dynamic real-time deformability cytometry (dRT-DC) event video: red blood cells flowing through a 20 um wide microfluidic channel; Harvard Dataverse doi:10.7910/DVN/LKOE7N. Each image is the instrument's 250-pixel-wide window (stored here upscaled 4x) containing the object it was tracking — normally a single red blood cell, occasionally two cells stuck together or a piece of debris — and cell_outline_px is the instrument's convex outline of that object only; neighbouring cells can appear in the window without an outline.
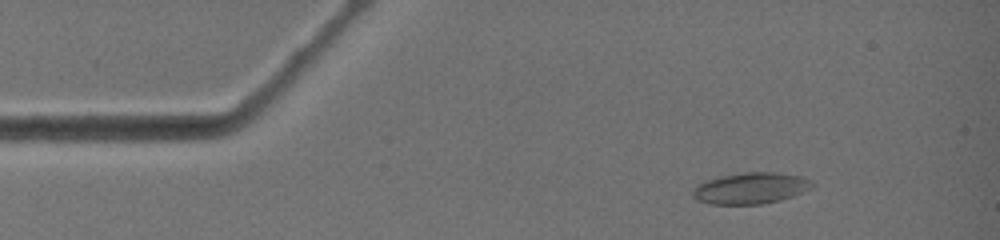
{"species": "common noctule bat (a hibernating species)", "species_latin": "Nyctalus noctula", "temperature_condition": "warm", "stored_images_in_passage": 2, "camera_frame_rate_fps": 3000, "um_per_image_px": 0.085, "animal": {"sex": "female", "body_mass_g": 19.0, "forearm_length_mm": 51.5}, "frame": {"image": 1, "passage_image": 1, "time_ms": 0.0, "image_size_px": [1000, 240], "cell_outline_px": [[816, 184], [812, 188], [792, 196], [780, 200], [760, 204], [708, 204], [696, 200], [692, 196], [692, 188], [704, 180], [720, 176], [744, 172], [776, 172], [800, 176], [812, 180]], "centroid_in_image_um": [63.78, 15.99], "position_along_channel_um": 21.2, "area_um2": 22.02}}